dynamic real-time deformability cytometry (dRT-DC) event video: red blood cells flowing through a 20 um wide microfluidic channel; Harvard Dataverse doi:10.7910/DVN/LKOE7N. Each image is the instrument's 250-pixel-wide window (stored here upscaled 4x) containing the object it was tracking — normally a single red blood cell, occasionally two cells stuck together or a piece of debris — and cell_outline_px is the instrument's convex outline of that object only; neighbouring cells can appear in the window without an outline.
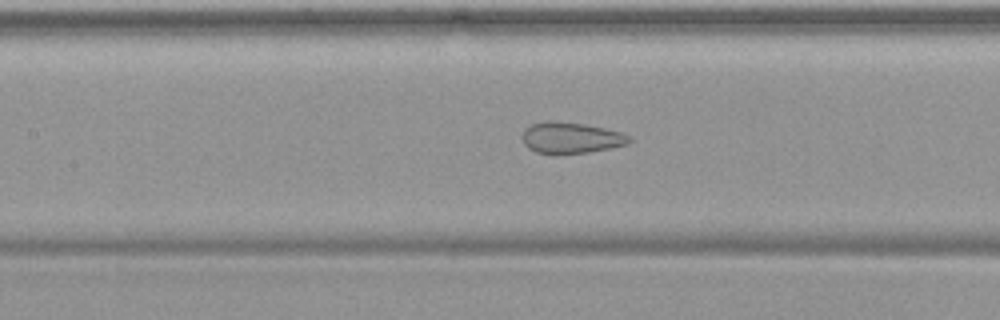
{"species": "common noctule bat (a hibernating species)", "species_latin": "Nyctalus noctula", "temperature_condition": "warm", "stored_images_in_passage": 54, "camera_frame_rate_fps": 3000, "um_per_image_px": 0.085, "animal": {"sex": "female", "body_mass_g": 19.9}, "frame": {"image": 1, "passage_image": 25, "time_ms": 8.0, "image_size_px": [1000, 320], "cell_outline_px": [[632, 140], [628, 144], [588, 152], [556, 156], [536, 152], [528, 148], [524, 144], [520, 136], [524, 128], [528, 124], [548, 120], [556, 120], [584, 124], [604, 128], [620, 132], [632, 136]], "centroid_in_image_um": [48.46, 11.72], "position_along_channel_um": 158.9, "area_um2": 20.11}}
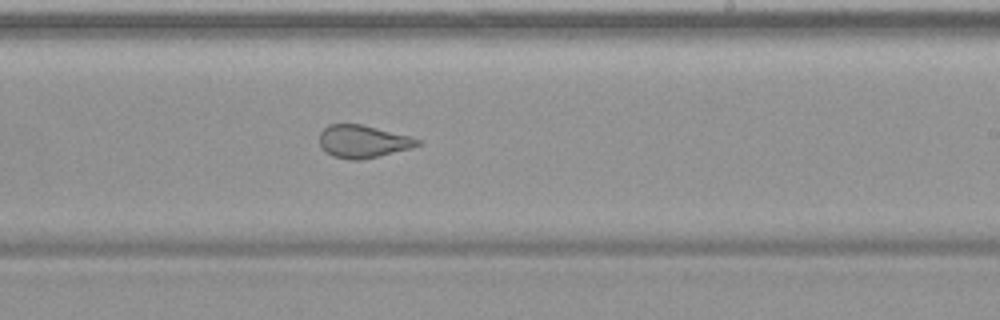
{"frame": {"image": 2, "passage_image": 33, "time_ms": 10.667, "image_size_px": [1000, 320], "cell_outline_px": [[420, 144], [412, 148], [360, 160], [352, 160], [332, 156], [320, 148], [320, 132], [328, 124], [360, 124], [408, 136], [420, 140]], "centroid_in_image_um": [30.8, 12.03], "position_along_channel_um": 258.2, "area_um2": 18.44}}
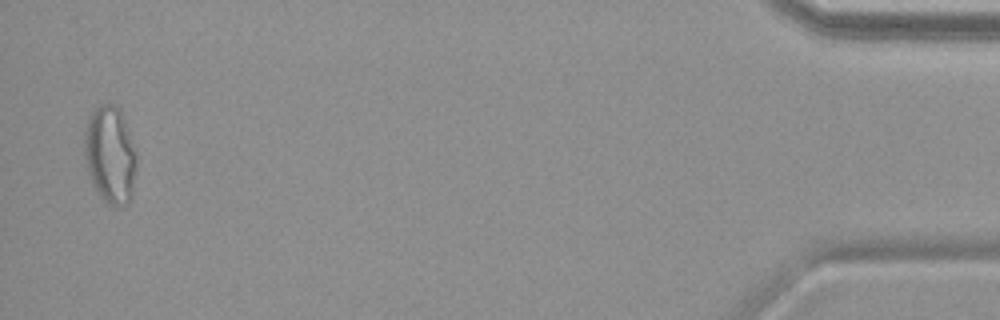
{"frame": {"image": 3, "passage_image": 53, "time_ms": 17.333, "image_size_px": [1000, 320], "cell_outline_px": [[136, 168], [132, 200], [128, 204], [116, 208], [104, 204], [92, 184], [88, 172], [84, 156], [84, 132], [88, 120], [92, 112], [100, 104], [116, 104], [120, 108], [136, 152]], "centroid_in_image_um": [9.37, 13.23], "position_along_channel_um": 425.8, "area_um2": 30.23}, "authors_computed_cell_mechanics": {"area_um2": 25.2875, "velocity_mm_per_s": 3.7385, "shape_relaxation_time_tau1_ms": null, "shape_relaxation_time_tau2_ms": 1.045, "deformation_change_tau1": null, "deformation_change_tau2": 0.0774}}